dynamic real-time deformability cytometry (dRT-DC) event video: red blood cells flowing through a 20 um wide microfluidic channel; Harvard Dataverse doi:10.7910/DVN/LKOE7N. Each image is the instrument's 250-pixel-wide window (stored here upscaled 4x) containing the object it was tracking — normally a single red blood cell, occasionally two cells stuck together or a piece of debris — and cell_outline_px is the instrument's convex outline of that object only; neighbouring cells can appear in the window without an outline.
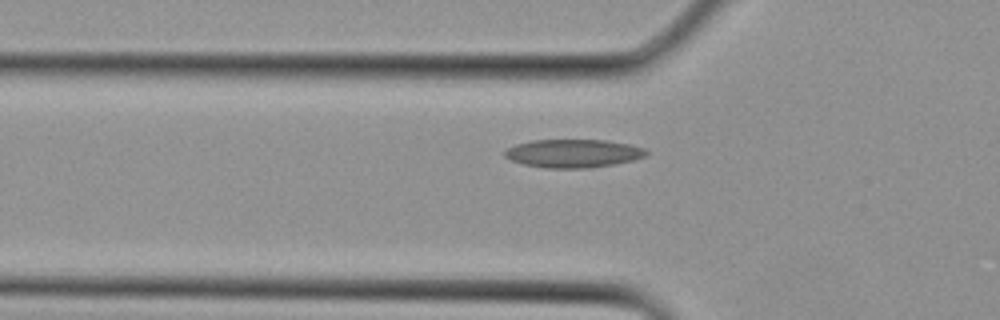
{"species": "Egyptian fruit bat (a non-hibernating species)", "species_latin": "Rousettus aegyptiacus", "temperature_condition": "cold", "stored_images_in_passage": 6, "camera_frame_rate_fps": 3000, "um_per_image_px": 0.085, "animal": {"sex": "female"}, "frame": {"image": 1, "passage_image": 5, "time_ms": 1.333, "image_size_px": [1000, 320], "cell_outline_px": [[648, 152], [644, 156], [632, 160], [616, 164], [592, 168], [544, 168], [524, 164], [512, 160], [504, 156], [504, 152], [508, 148], [516, 144], [532, 140], [604, 140], [628, 144], [644, 148]], "centroid_in_image_um": [48.72, 13.04], "position_along_channel_um": 77.1, "area_um2": 23.24}}